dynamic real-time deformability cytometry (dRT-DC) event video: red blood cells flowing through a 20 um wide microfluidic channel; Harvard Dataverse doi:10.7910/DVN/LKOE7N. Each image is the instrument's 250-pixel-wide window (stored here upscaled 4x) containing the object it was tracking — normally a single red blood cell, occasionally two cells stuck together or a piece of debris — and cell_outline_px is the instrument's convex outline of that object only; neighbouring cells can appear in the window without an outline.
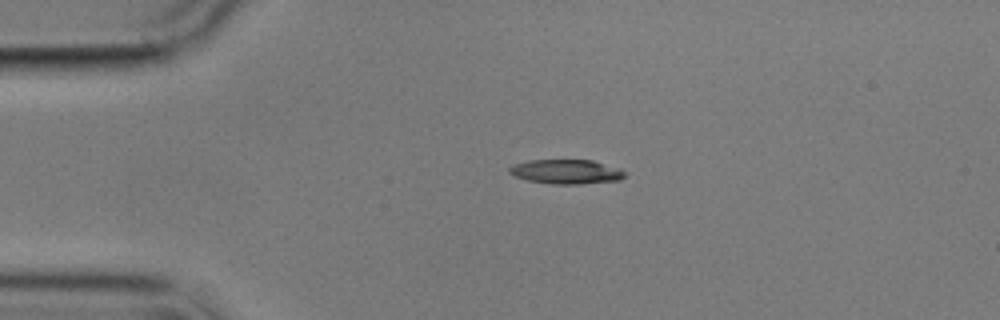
{"species": "common noctule bat (a hibernating species)", "species_latin": "Nyctalus noctula", "temperature_condition": "cold", "stored_images_in_passage": 2, "camera_frame_rate_fps": 3000, "um_per_image_px": 0.085, "animal": {"sex": "male", "body_mass_g": 17.9}, "frame": {"image": 1, "passage_image": 1, "time_ms": 0.0, "image_size_px": [1000, 320], "cell_outline_px": [[628, 172], [620, 180], [580, 184], [552, 184], [528, 180], [512, 176], [508, 172], [508, 168], [512, 164], [528, 160], [592, 160], [620, 168]], "centroid_in_image_um": [48.12, 14.59], "position_along_channel_um": 36.9, "area_um2": 16.65}}